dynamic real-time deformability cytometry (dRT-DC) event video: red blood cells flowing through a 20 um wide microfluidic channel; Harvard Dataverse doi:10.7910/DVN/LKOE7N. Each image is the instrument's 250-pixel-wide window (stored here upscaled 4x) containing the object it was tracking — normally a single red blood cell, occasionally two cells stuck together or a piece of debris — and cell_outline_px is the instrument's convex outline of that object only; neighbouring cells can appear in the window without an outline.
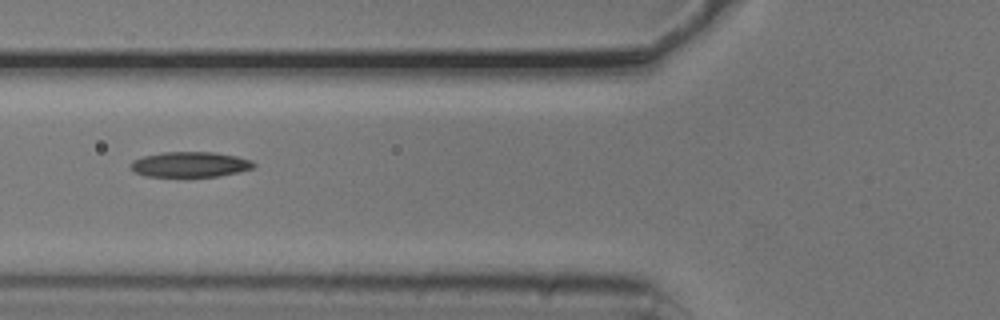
{"species": "common noctule bat (a hibernating species)", "species_latin": "Nyctalus noctula", "temperature_condition": "cold", "stored_images_in_passage": 8, "camera_frame_rate_fps": 3000, "um_per_image_px": 0.085, "animal": {"sex": "male", "body_mass_g": 20.5, "forearm_length_mm": 52.5}, "frame": {"image": 1, "passage_image": 6, "time_ms": 1.667, "image_size_px": [1000, 320], "cell_outline_px": [[256, 164], [252, 168], [240, 172], [220, 176], [144, 176], [136, 172], [128, 164], [132, 160], [144, 156], [164, 152], [216, 152], [236, 156], [252, 160]], "centroid_in_image_um": [16.17, 13.97], "position_along_channel_um": 109.6, "area_um2": 18.15}}
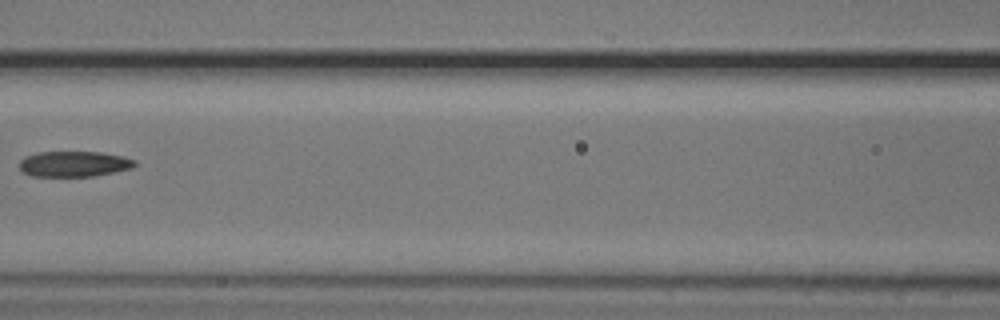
{"frame": {"image": 2, "passage_image": 7, "time_ms": 2.0, "image_size_px": [1000, 320], "cell_outline_px": [[136, 164], [132, 168], [116, 172], [92, 176], [32, 176], [24, 172], [20, 168], [20, 160], [24, 156], [36, 152], [100, 152], [124, 156], [136, 160]], "centroid_in_image_um": [6.31, 13.93], "position_along_channel_um": 160.3, "area_um2": 17.28}}